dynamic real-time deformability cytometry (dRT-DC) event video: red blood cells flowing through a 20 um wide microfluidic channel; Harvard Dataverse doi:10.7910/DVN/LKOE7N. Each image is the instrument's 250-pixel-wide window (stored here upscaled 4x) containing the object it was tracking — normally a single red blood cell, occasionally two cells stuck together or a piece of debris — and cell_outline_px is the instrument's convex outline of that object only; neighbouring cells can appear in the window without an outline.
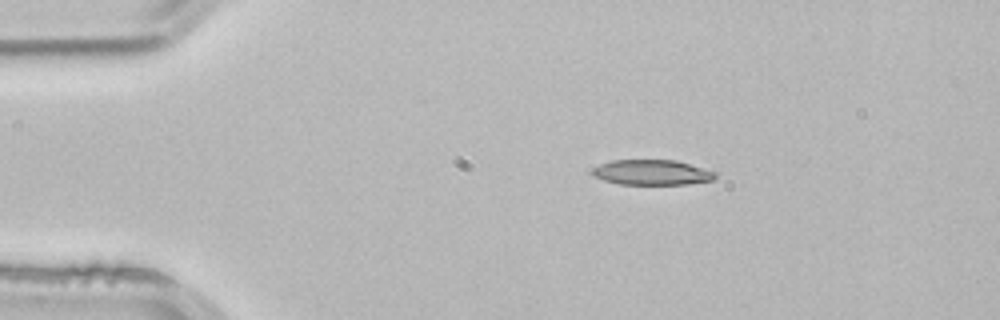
{"species": "common noctule bat (a hibernating species)", "species_latin": "Nyctalus noctula", "temperature_condition": "room temperature", "stored_images_in_passage": 2, "camera_frame_rate_fps": 3000, "um_per_image_px": 0.085, "animal": {"sex": "male", "body_mass_g": 21.5, "forearm_length_mm": 52.0}, "frame": {"image": 1, "passage_image": 1, "time_ms": 0.0, "image_size_px": [1000, 320], "cell_outline_px": [[716, 176], [712, 180], [688, 184], [620, 184], [604, 180], [596, 176], [592, 172], [592, 168], [600, 164], [612, 160], [676, 160], [716, 172]], "centroid_in_image_um": [55.42, 14.65], "position_along_channel_um": 29.6, "area_um2": 17.86}}